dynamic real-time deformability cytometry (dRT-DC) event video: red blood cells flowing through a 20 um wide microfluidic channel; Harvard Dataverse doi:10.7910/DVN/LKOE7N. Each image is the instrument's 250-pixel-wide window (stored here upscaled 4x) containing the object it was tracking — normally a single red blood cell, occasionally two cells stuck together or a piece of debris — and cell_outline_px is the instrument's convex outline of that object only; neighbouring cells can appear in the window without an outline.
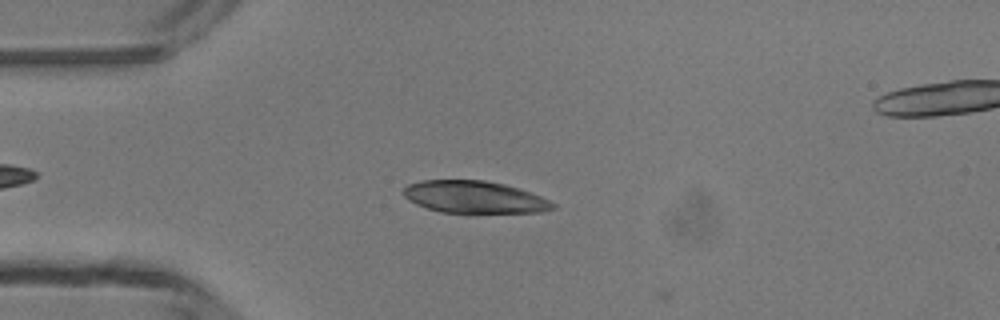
{"species": "common noctule bat (a hibernating species)", "species_latin": "Nyctalus noctula", "temperature_condition": "room temperature", "stored_images_in_passage": 4, "camera_frame_rate_fps": 3000, "um_per_image_px": 0.085, "animal": {"sex": "male", "body_mass_g": 13.3}, "frame": {"image": 1, "passage_image": 3, "time_ms": 2.333, "image_size_px": [1000, 320], "cell_outline_px": [[556, 208], [540, 212], [440, 212], [416, 204], [408, 200], [404, 196], [404, 188], [408, 184], [420, 180], [484, 180], [504, 184], [520, 188], [532, 192], [556, 204]], "centroid_in_image_um": [40.33, 16.74], "position_along_channel_um": 44.7, "area_um2": 27.92}}